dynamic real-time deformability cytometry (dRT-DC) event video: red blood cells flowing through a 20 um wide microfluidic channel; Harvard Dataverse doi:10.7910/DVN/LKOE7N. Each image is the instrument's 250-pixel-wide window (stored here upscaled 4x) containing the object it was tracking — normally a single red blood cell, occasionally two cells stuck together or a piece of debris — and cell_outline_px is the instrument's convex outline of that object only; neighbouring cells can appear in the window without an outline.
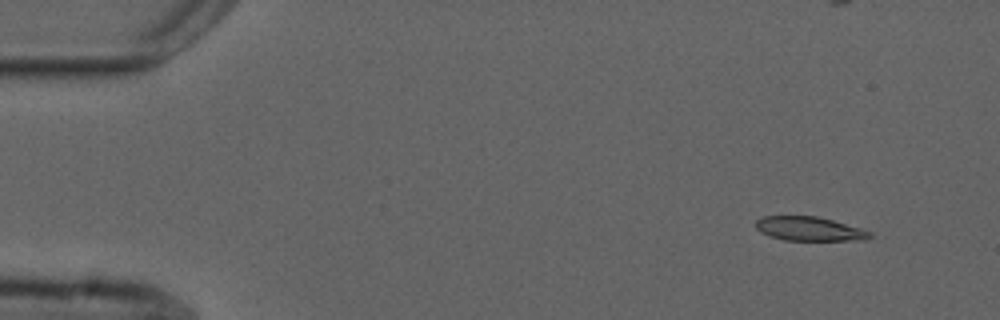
{"species": "common noctule bat (a hibernating species)", "species_latin": "Nyctalus noctula", "temperature_condition": "cold", "stored_images_in_passage": 52, "camera_frame_rate_fps": 3000, "um_per_image_px": 0.085, "animal": {"sex": "male", "forearm_length_mm": 52.5}, "frame": {"image": 1, "passage_image": 1, "time_ms": 0.0, "image_size_px": [1000, 320], "cell_outline_px": [[876, 236], [868, 240], [784, 240], [768, 236], [760, 232], [756, 228], [756, 220], [764, 216], [816, 216], [832, 220], [860, 228], [872, 232]], "centroid_in_image_um": [68.83, 19.46], "position_along_channel_um": 16.2, "area_um2": 16.13}}
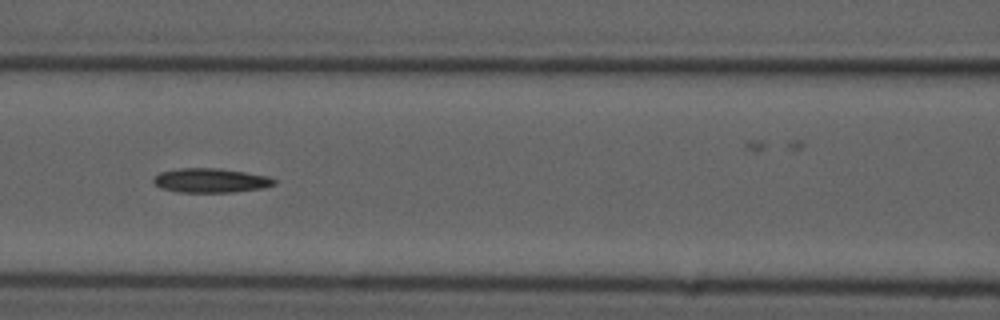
{"frame": {"image": 2, "passage_image": 20, "time_ms": 6.333, "image_size_px": [1000, 320], "cell_outline_px": [[276, 184], [264, 188], [232, 192], [176, 192], [160, 188], [152, 180], [160, 172], [180, 168], [220, 168], [268, 176], [276, 180]], "centroid_in_image_um": [17.92, 15.34], "position_along_channel_um": 148.7, "area_um2": 17.11}}
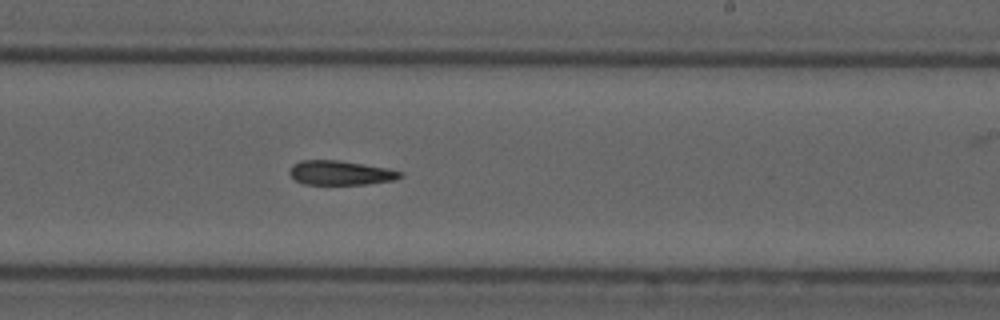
{"frame": {"image": 3, "passage_image": 29, "time_ms": 9.333, "image_size_px": [1000, 320], "cell_outline_px": [[404, 176], [396, 180], [368, 184], [304, 184], [296, 180], [288, 172], [292, 164], [300, 160], [336, 160], [388, 168], [404, 172]], "centroid_in_image_um": [28.97, 14.69], "position_along_channel_um": 260.0, "area_um2": 15.78}}